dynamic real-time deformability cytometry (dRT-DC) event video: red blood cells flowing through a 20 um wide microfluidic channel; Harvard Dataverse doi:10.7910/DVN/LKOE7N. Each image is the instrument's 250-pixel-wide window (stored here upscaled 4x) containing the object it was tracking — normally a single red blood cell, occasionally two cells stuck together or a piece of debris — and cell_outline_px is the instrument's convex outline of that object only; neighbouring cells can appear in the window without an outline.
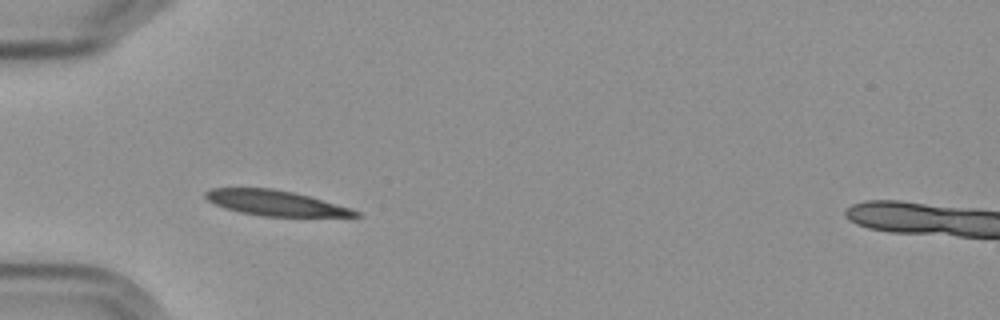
{"species": "Egyptian fruit bat (a non-hibernating species)", "species_latin": "Rousettus aegyptiacus", "temperature_condition": "cold", "stored_images_in_passage": 4, "camera_frame_rate_fps": 3000, "um_per_image_px": 0.085, "frame": {"image": 1, "passage_image": 1, "time_ms": 0.0, "image_size_px": [1000, 320], "cell_outline_px": [[364, 216], [260, 216], [240, 212], [224, 208], [212, 204], [204, 196], [204, 192], [212, 188], [272, 188], [292, 192], [308, 196], [352, 208], [360, 212]], "centroid_in_image_um": [23.38, 17.26], "position_along_channel_um": 61.6, "area_um2": 22.02}}
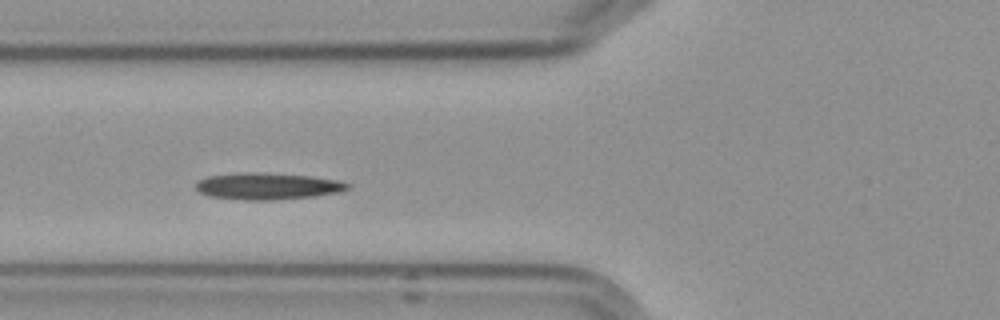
{"frame": {"image": 2, "passage_image": 2, "time_ms": 1.333, "image_size_px": [1000, 320], "cell_outline_px": [[352, 188], [340, 192], [316, 196], [272, 200], [244, 200], [208, 196], [200, 192], [196, 188], [196, 184], [200, 180], [208, 176], [244, 172], [256, 172], [308, 176], [340, 180], [352, 184]], "centroid_in_image_um": [22.8, 15.83], "position_along_channel_um": 103.0, "area_um2": 23.7}}
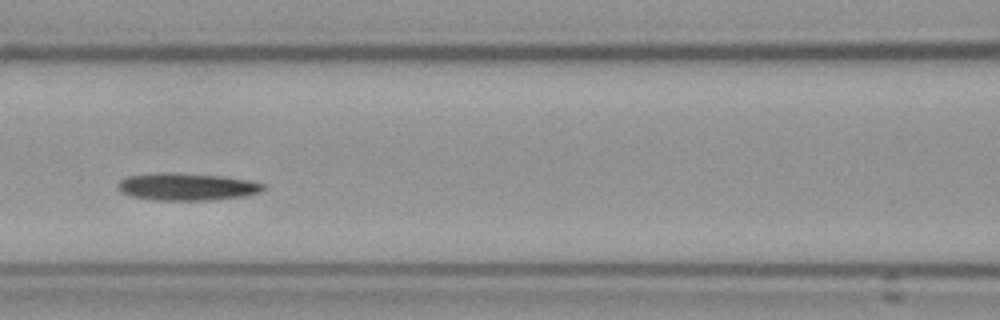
{"frame": {"image": 3, "passage_image": 3, "time_ms": 2.667, "image_size_px": [1000, 320], "cell_outline_px": [[264, 188], [260, 192], [244, 196], [216, 200], [152, 200], [132, 196], [120, 192], [116, 188], [116, 184], [120, 180], [128, 176], [160, 172], [164, 172], [220, 176], [248, 180], [264, 184]], "centroid_in_image_um": [15.83, 15.88], "position_along_channel_um": 150.8, "area_um2": 23.18}}